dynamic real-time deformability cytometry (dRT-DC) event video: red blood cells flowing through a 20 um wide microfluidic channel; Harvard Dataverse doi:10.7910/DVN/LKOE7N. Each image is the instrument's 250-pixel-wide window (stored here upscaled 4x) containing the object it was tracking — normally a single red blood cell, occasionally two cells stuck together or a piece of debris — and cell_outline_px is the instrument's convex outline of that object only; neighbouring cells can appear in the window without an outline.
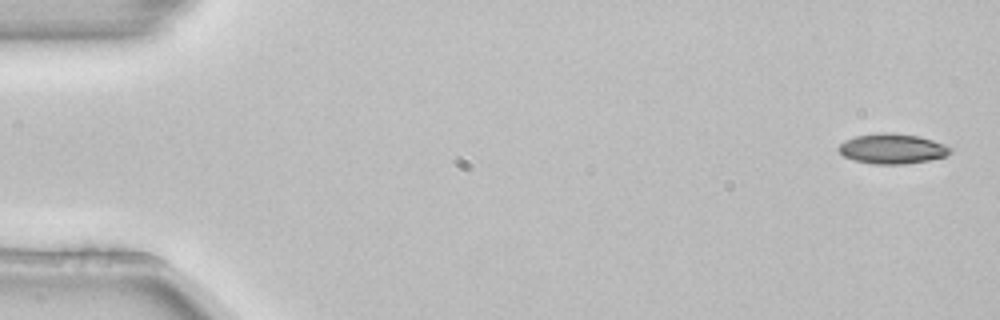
{"species": "common noctule bat (a hibernating species)", "species_latin": "Nyctalus noctula", "temperature_condition": "room temperature", "stored_images_in_passage": 4, "camera_frame_rate_fps": 3000, "um_per_image_px": 0.085, "animal": {"sex": "female", "body_mass_g": 22.7, "forearm_length_mm": 54.2}, "frame": {"image": 1, "passage_image": 1, "time_ms": 0.0, "image_size_px": [1000, 320], "cell_outline_px": [[952, 152], [944, 156], [928, 160], [904, 164], [872, 164], [852, 160], [844, 156], [836, 148], [844, 140], [856, 136], [880, 132], [888, 132], [920, 136], [944, 144], [952, 148]], "centroid_in_image_um": [75.81, 12.64], "position_along_channel_um": 9.2, "area_um2": 19.65}}
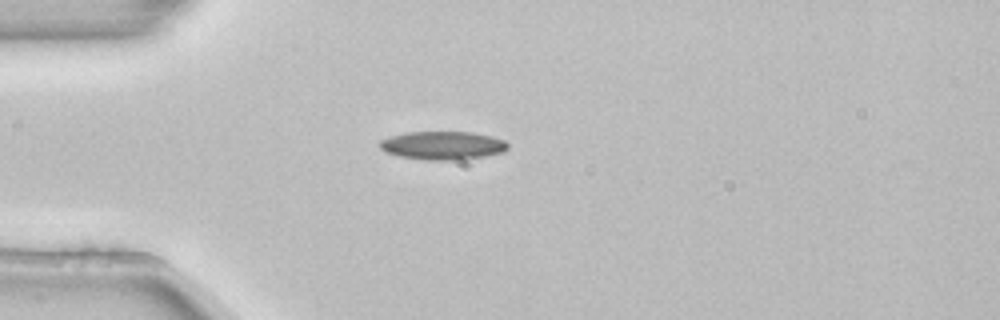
{"frame": {"image": 2, "passage_image": 4, "time_ms": 1.0, "image_size_px": [1000, 320], "cell_outline_px": [[508, 148], [504, 152], [484, 156], [460, 160], [424, 160], [400, 156], [384, 152], [380, 148], [380, 140], [388, 136], [404, 132], [472, 132], [492, 136], [504, 140], [508, 144]], "centroid_in_image_um": [37.61, 12.36], "position_along_channel_um": 47.4, "area_um2": 21.39}}